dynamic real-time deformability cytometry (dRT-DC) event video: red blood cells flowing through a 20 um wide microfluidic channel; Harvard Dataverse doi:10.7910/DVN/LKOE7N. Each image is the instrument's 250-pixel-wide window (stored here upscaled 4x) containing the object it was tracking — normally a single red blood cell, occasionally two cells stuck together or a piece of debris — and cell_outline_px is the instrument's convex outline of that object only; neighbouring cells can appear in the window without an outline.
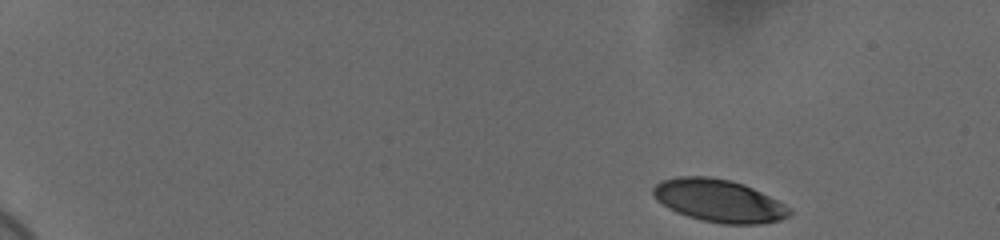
{"species": "human", "species_latin": "Homo sapiens", "temperature_condition": "cold", "stored_images_in_passage": 52, "camera_frame_rate_fps": 3000, "um_per_image_px": 0.085, "donor": {"sex": "female"}, "frame": {"image": 1, "passage_image": 1, "time_ms": 0.0, "image_size_px": [1000, 240], "cell_outline_px": [[792, 212], [788, 216], [780, 220], [760, 224], [720, 224], [700, 220], [676, 212], [668, 208], [656, 200], [652, 192], [652, 188], [656, 184], [664, 180], [680, 176], [708, 176], [732, 180], [744, 184], [784, 204]], "centroid_in_image_um": [61.08, 17.06], "position_along_channel_um": 23.9, "area_um2": 33.81}}
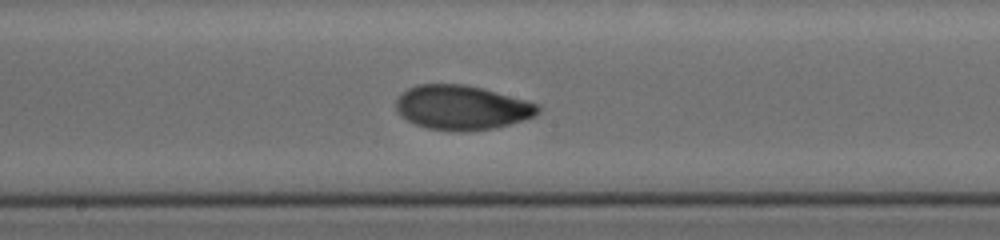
{"frame": {"image": 2, "passage_image": 28, "time_ms": 9.0, "image_size_px": [1000, 240], "cell_outline_px": [[540, 112], [532, 116], [508, 124], [492, 128], [460, 132], [428, 128], [416, 124], [400, 116], [396, 112], [396, 100], [408, 88], [420, 84], [464, 84], [528, 100], [540, 104]], "centroid_in_image_um": [39.24, 9.14], "position_along_channel_um": 209.0, "area_um2": 36.47}}
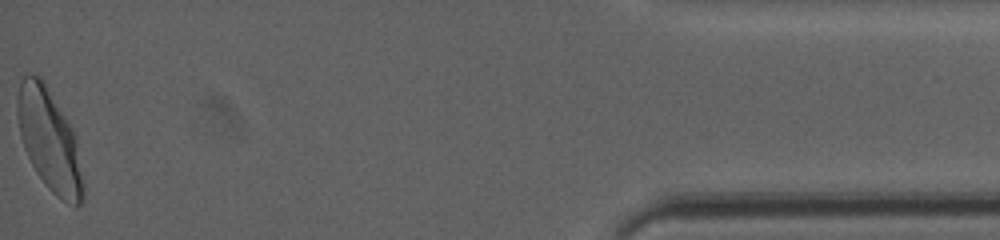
{"frame": {"image": 3, "passage_image": 52, "time_ms": 17.0, "image_size_px": [1000, 240], "cell_outline_px": [[84, 200], [76, 208], [60, 200], [48, 188], [36, 172], [24, 148], [20, 136], [16, 112], [16, 100], [20, 80], [28, 72], [40, 76], [44, 80], [72, 128], [76, 140], [84, 184]], "centroid_in_image_um": [4.19, 11.92], "position_along_channel_um": 431.0, "area_um2": 39.42}, "authors_computed_cell_mechanics": {"area_um2": 35.7204, "velocity_mm_per_s": 3.6475, "shape_relaxation_time_tau1_ms": 3.1837, "shape_relaxation_time_tau2_ms": 1.2895, "deformation_change_tau1": 0.131, "deformation_change_tau2": 0.047}}